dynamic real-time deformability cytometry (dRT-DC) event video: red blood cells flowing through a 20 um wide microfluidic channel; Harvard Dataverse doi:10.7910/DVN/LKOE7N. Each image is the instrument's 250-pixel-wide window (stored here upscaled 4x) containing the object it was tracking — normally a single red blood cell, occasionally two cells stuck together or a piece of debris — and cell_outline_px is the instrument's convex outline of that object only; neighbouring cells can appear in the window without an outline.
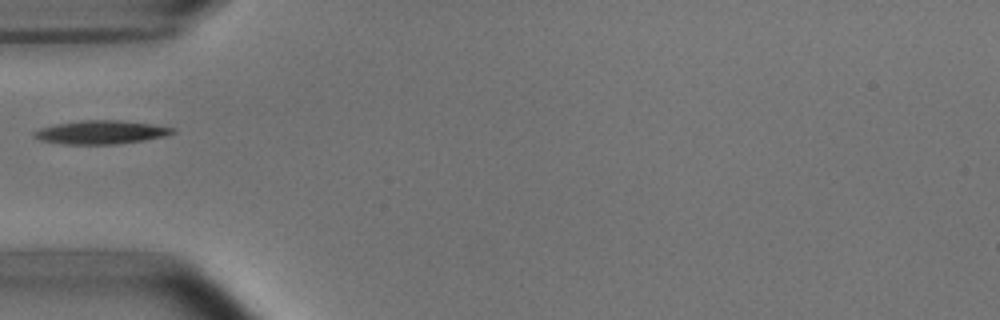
{"species": "common noctule bat (a hibernating species)", "species_latin": "Nyctalus noctula", "temperature_condition": "room temperature", "stored_images_in_passage": 37, "camera_frame_rate_fps": 3000, "um_per_image_px": 0.085, "animal": {"sex": "male", "body_mass_g": 15.6}, "frame": {"image": 1, "passage_image": 1, "time_ms": 0.0, "image_size_px": [1000, 320], "cell_outline_px": [[176, 132], [164, 136], [144, 140], [116, 144], [64, 144], [40, 140], [32, 136], [32, 132], [40, 128], [56, 124], [84, 120], [120, 120], [152, 124], [176, 128]], "centroid_in_image_um": [8.58, 11.24], "position_along_channel_um": 76.4, "area_um2": 18.96}}
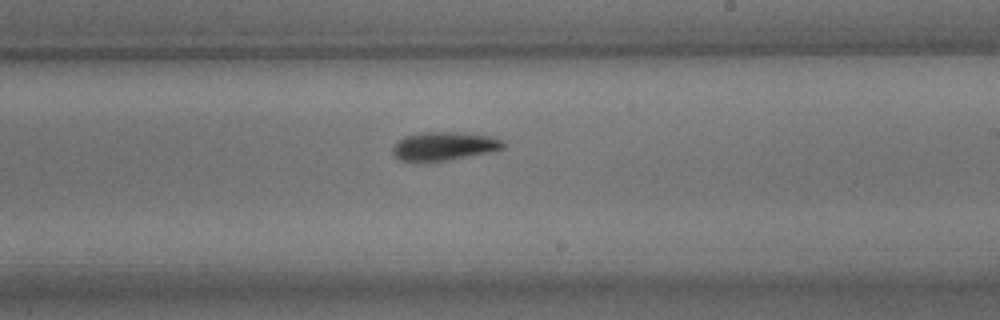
{"frame": {"image": 2, "passage_image": 15, "time_ms": 4.667, "image_size_px": [1000, 320], "cell_outline_px": [[504, 148], [496, 152], [444, 160], [400, 160], [392, 152], [392, 148], [404, 136], [420, 132], [456, 132], [488, 136], [504, 140]], "centroid_in_image_um": [37.81, 12.4], "position_along_channel_um": 251.2, "area_um2": 18.09}}
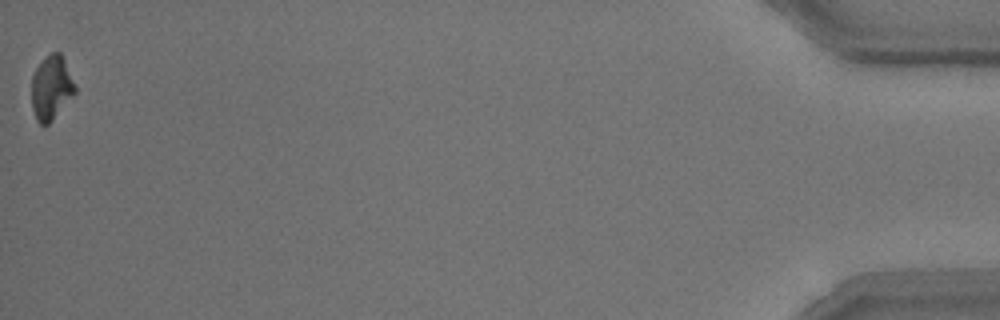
{"frame": {"image": 3, "passage_image": 37, "time_ms": 12.0, "image_size_px": [1000, 320], "cell_outline_px": [[76, 92], [52, 120], [48, 124], [40, 124], [36, 120], [32, 108], [32, 76], [36, 68], [52, 52], [60, 52], [64, 60], [76, 88]], "centroid_in_image_um": [4.35, 7.48], "position_along_channel_um": 430.8, "area_um2": 15.84}}